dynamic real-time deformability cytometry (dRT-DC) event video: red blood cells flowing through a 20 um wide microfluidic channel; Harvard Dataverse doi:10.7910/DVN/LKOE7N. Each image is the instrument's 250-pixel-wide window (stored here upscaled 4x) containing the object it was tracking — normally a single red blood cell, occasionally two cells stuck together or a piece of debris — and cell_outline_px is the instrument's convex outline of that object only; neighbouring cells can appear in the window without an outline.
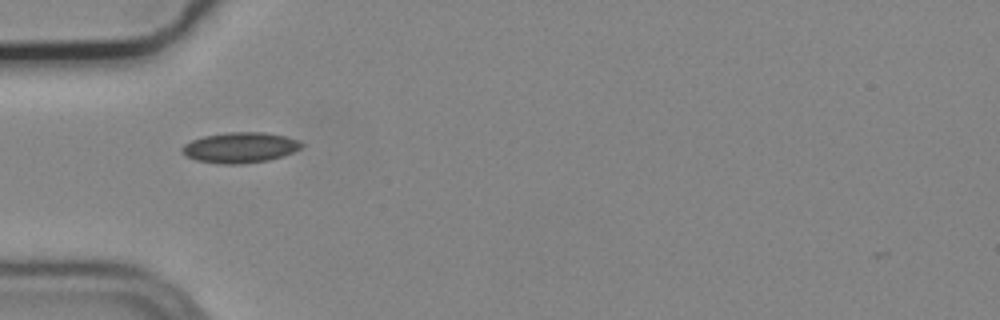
{"species": "common noctule bat (a hibernating species)", "species_latin": "Nyctalus noctula", "temperature_condition": "cold", "stored_images_in_passage": 39, "camera_frame_rate_fps": 3000, "um_per_image_px": 0.085, "animal": {"sex": "male", "body_mass_g": 19.2, "forearm_length_mm": 51.8}, "frame": {"image": 1, "passage_image": 2, "time_ms": 0.333, "image_size_px": [1000, 320], "cell_outline_px": [[304, 144], [300, 148], [284, 156], [268, 160], [244, 164], [220, 164], [196, 160], [184, 156], [180, 152], [180, 148], [184, 144], [192, 140], [204, 136], [228, 132], [264, 132], [284, 136], [300, 140]], "centroid_in_image_um": [20.38, 12.55], "position_along_channel_um": 64.6, "area_um2": 21.44}}
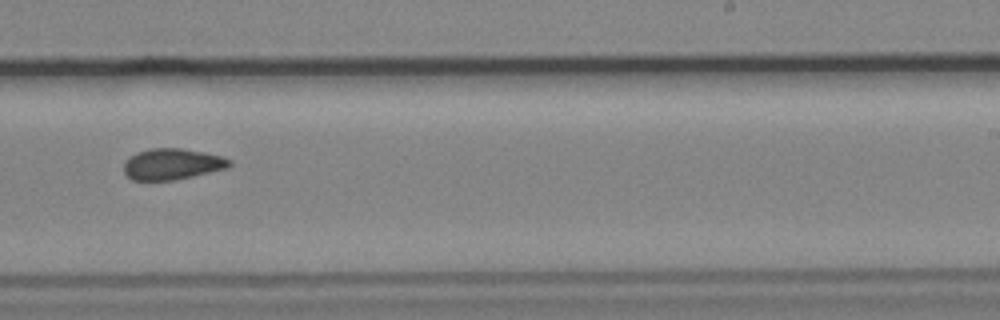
{"frame": {"image": 2, "passage_image": 19, "time_ms": 6.0, "image_size_px": [1000, 320], "cell_outline_px": [[232, 164], [228, 168], [192, 176], [172, 180], [132, 180], [124, 172], [124, 164], [136, 152], [152, 148], [180, 148], [204, 152], [224, 156], [232, 160]], "centroid_in_image_um": [14.68, 13.94], "position_along_channel_um": 274.3, "area_um2": 19.07}}
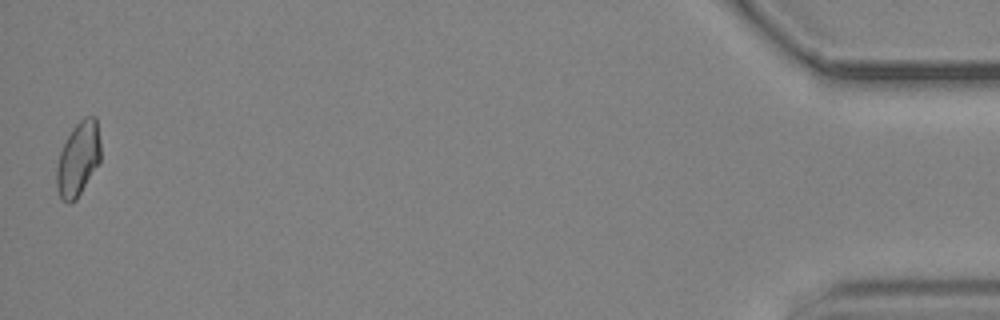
{"frame": {"image": 3, "passage_image": 39, "time_ms": 12.667, "image_size_px": [1000, 320], "cell_outline_px": [[100, 160], [76, 200], [68, 204], [60, 200], [56, 188], [56, 168], [60, 152], [72, 128], [84, 116], [96, 116], [100, 140]], "centroid_in_image_um": [6.63, 13.52], "position_along_channel_um": 428.6, "area_um2": 19.07}, "authors_computed_cell_mechanics": {"area_um2": 19.1896, "velocity_mm_per_s": 3.7293, "shape_relaxation_time_tau1_ms": null, "shape_relaxation_time_tau2_ms": 4.1772, "deformation_change_tau1": null, "deformation_change_tau2": 0.0871}}